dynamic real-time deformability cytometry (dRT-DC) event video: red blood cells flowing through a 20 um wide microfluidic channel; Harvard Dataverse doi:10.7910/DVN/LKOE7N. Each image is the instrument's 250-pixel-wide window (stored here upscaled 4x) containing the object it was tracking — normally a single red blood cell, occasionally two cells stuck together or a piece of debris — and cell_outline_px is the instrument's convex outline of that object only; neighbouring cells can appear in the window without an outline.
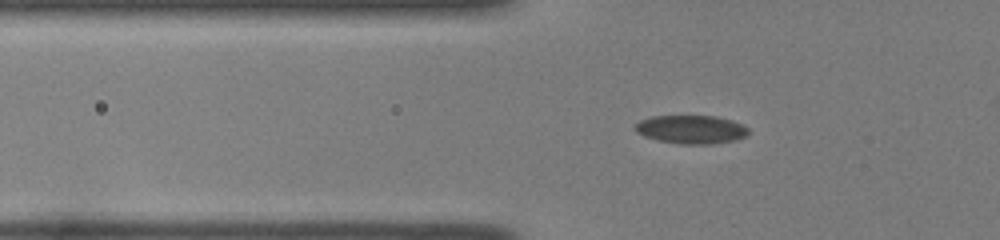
{"species": "common noctule bat (a hibernating species)", "species_latin": "Nyctalus noctula", "temperature_condition": "room temperature", "stored_images_in_passage": 46, "segment_of_instrument_passage": [1, 2], "camera_frame_rate_fps": 3000, "um_per_image_px": 0.085, "animal": {"sex": "female", "body_mass_g": 22.0, "forearm_length_mm": 56.7}, "frame": {"image": 1, "passage_image": 9, "time_ms": 2.667, "image_size_px": [1000, 240], "cell_outline_px": [[748, 136], [736, 140], [712, 144], [680, 144], [656, 140], [644, 136], [636, 132], [632, 128], [640, 120], [652, 116], [716, 116], [732, 120], [744, 124], [748, 128]], "centroid_in_image_um": [58.76, 11.0], "position_along_channel_um": 67.0, "area_um2": 19.07}}
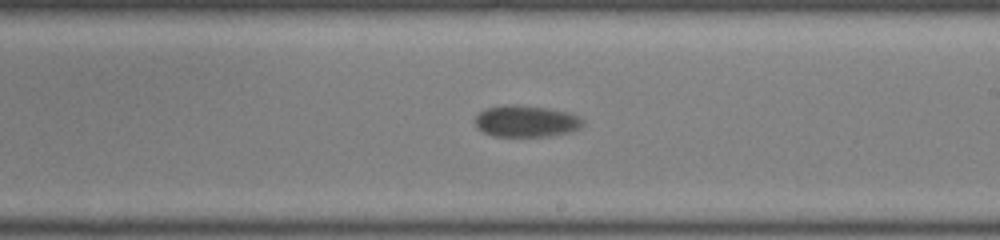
{"frame": {"image": 2, "passage_image": 24, "time_ms": 7.667, "image_size_px": [1000, 240], "cell_outline_px": [[584, 124], [580, 128], [572, 132], [548, 136], [492, 136], [476, 128], [476, 116], [484, 108], [504, 104], [544, 108], [564, 112], [580, 116], [584, 120]], "centroid_in_image_um": [44.71, 10.31], "position_along_channel_um": 244.3, "area_um2": 19.77}}
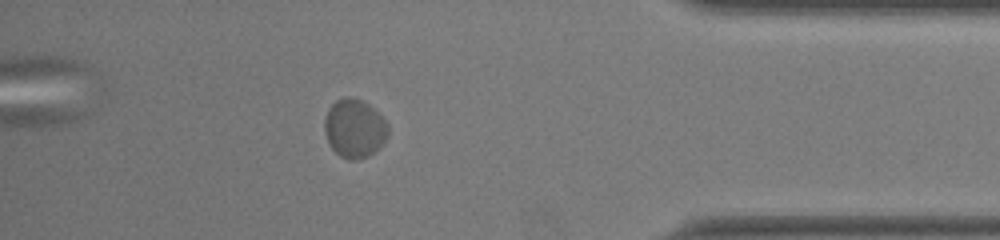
{"frame": {"image": 3, "passage_image": 39, "time_ms": 12.667, "image_size_px": [1000, 240], "cell_outline_px": [[388, 136], [368, 156], [356, 160], [348, 160], [340, 156], [328, 144], [324, 132], [324, 120], [328, 108], [336, 100], [344, 96], [348, 96], [360, 100], [368, 104], [388, 124]], "centroid_in_image_um": [30.08, 10.91], "position_along_channel_um": 405.1, "area_um2": 21.56}}